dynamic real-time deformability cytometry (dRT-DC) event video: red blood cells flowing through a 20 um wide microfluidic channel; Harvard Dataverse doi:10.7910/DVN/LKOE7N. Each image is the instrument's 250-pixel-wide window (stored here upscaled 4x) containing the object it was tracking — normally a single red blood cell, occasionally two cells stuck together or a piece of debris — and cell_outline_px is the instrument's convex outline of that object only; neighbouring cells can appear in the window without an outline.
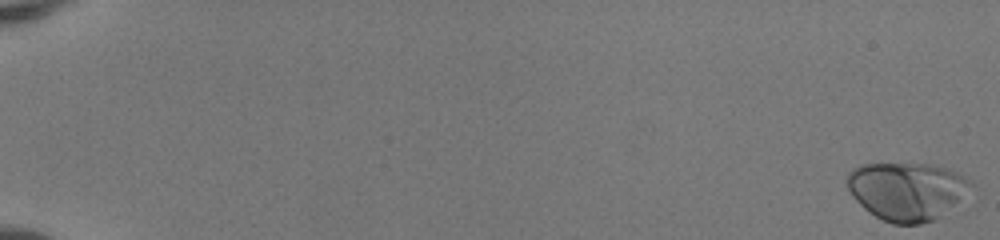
{"species": "human", "species_latin": "Homo sapiens", "temperature_condition": "room temperature", "stored_images_in_passage": 53, "camera_frame_rate_fps": 3000, "um_per_image_px": 0.085, "donor": {"sex": "female"}, "frame": {"image": 1, "passage_image": 1, "time_ms": 0.0, "image_size_px": [1000, 240], "cell_outline_px": [[976, 184], [968, 196], [936, 220], [920, 224], [892, 224], [868, 212], [852, 196], [848, 188], [848, 172], [852, 168], [860, 164], [928, 164], [948, 168], [964, 176]], "centroid_in_image_um": [77.16, 16.24], "position_along_channel_um": 7.8, "area_um2": 42.43}}
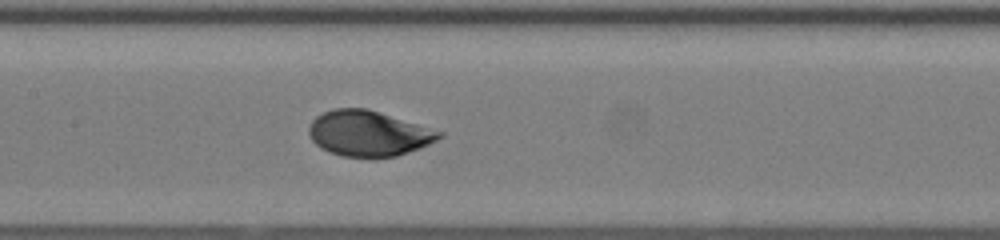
{"frame": {"image": 2, "passage_image": 29, "time_ms": 9.333, "image_size_px": [1000, 240], "cell_outline_px": [[444, 136], [420, 148], [396, 156], [340, 156], [328, 152], [320, 148], [312, 140], [308, 132], [308, 128], [312, 120], [316, 116], [332, 108], [368, 108], [444, 132]], "centroid_in_image_um": [31.3, 11.32], "position_along_channel_um": 176.1, "area_um2": 34.45}}
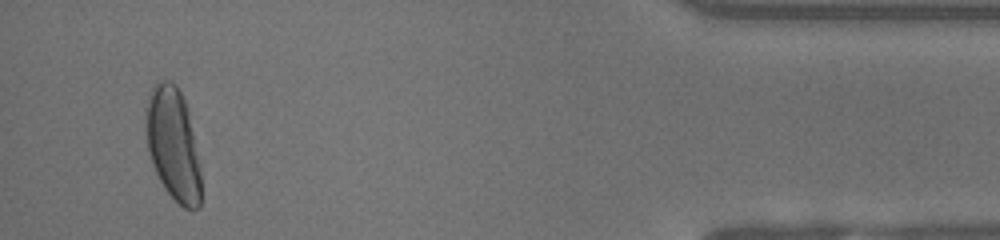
{"frame": {"image": 3, "passage_image": 51, "time_ms": 16.667, "image_size_px": [1000, 240], "cell_outline_px": [[200, 204], [196, 208], [184, 208], [164, 188], [152, 164], [148, 152], [144, 124], [144, 108], [148, 96], [152, 88], [160, 80], [168, 80], [176, 84], [188, 108], [200, 164]], "centroid_in_image_um": [14.68, 12.2], "position_along_channel_um": 420.5, "area_um2": 36.47}, "authors_computed_cell_mechanics": {"area_um2": 35.258, "velocity_mm_per_s": 4.0818, "shape_relaxation_time_tau1_ms": 2.7158, "shape_relaxation_time_tau2_ms": null, "deformation_change_tau1": 0.1493, "deformation_change_tau2": null}}